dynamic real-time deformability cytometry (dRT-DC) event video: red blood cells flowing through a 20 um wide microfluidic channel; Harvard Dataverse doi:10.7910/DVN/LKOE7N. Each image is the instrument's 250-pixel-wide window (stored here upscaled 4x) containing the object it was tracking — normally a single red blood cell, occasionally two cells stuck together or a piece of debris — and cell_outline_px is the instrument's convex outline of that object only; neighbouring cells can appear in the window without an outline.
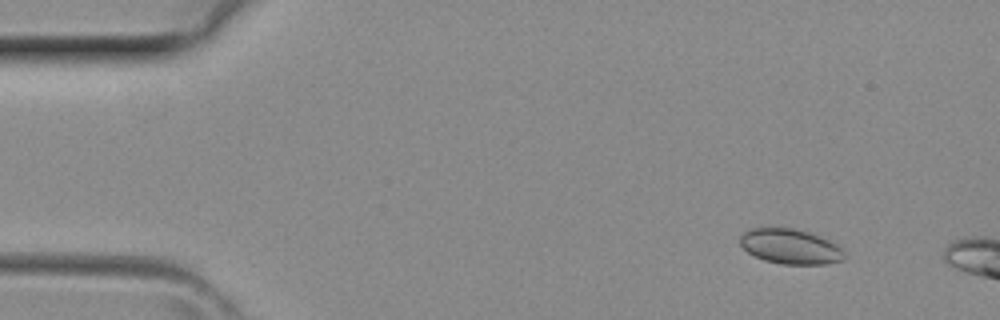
{"species": "common noctule bat (a hibernating species)", "species_latin": "Nyctalus noctula", "temperature_condition": "room temperature", "stored_images_in_passage": 4, "camera_frame_rate_fps": 3000, "um_per_image_px": 0.085, "animal": {"sex": "female", "body_mass_g": 29.2, "forearm_length_mm": 56.3}, "frame": {"image": 1, "passage_image": 1, "time_ms": 0.0, "image_size_px": [1000, 320], "cell_outline_px": [[844, 260], [828, 264], [780, 264], [764, 260], [748, 252], [740, 244], [740, 236], [744, 232], [752, 228], [792, 228], [808, 232], [820, 236], [836, 244], [844, 252]], "centroid_in_image_um": [67.18, 20.96], "position_along_channel_um": 17.8, "area_um2": 21.15}}
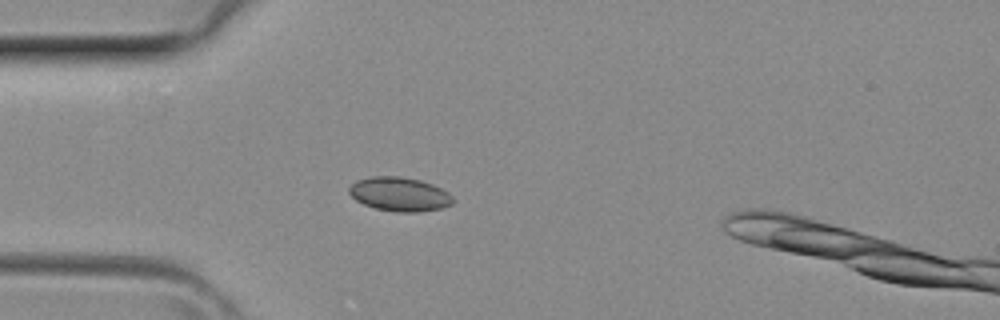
{"frame": {"image": 2, "passage_image": 3, "time_ms": 0.667, "image_size_px": [1000, 320], "cell_outline_px": [[456, 200], [452, 204], [440, 208], [416, 212], [396, 212], [376, 208], [364, 204], [356, 200], [348, 192], [348, 188], [356, 180], [372, 176], [396, 176], [420, 180], [432, 184], [448, 192]], "centroid_in_image_um": [33.96, 16.5], "position_along_channel_um": 51.0, "area_um2": 20.52}}